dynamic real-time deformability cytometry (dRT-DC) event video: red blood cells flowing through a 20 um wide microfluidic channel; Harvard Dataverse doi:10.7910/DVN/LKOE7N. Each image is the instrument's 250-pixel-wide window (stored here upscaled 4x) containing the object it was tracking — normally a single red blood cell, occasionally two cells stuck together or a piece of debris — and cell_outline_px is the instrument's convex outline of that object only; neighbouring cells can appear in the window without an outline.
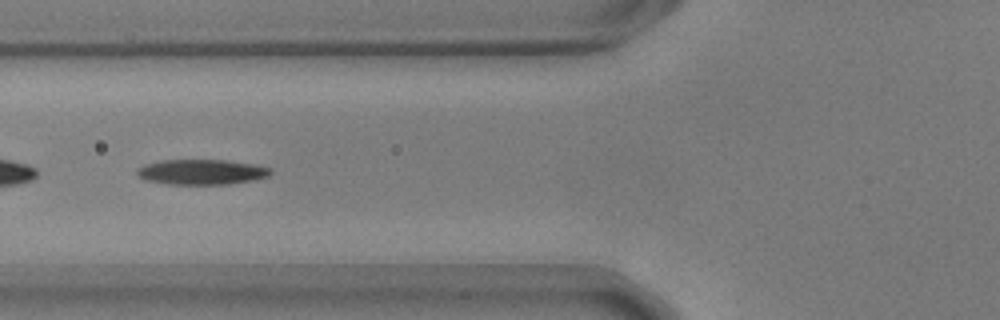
{"species": "common noctule bat (a hibernating species)", "species_latin": "Nyctalus noctula", "temperature_condition": "warm", "stored_images_in_passage": 54, "camera_frame_rate_fps": 3000, "um_per_image_px": 0.085, "animal": {"sex": "male", "body_mass_g": 17.9, "forearm_length_mm": 54.2}, "frame": {"image": 1, "passage_image": 21, "time_ms": 6.667, "image_size_px": [1000, 320], "cell_outline_px": [[272, 172], [268, 176], [252, 180], [228, 184], [168, 184], [144, 180], [136, 176], [136, 168], [144, 164], [160, 160], [224, 160], [252, 164], [272, 168]], "centroid_in_image_um": [17.06, 14.62], "position_along_channel_um": 108.7, "area_um2": 19.71}}
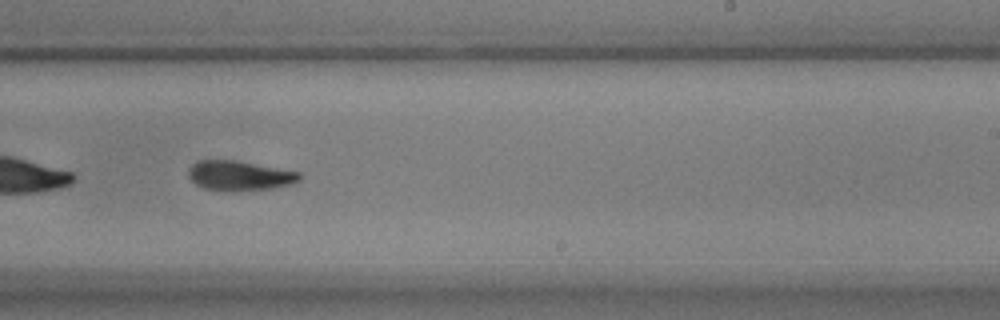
{"frame": {"image": 2, "passage_image": 34, "time_ms": 11.0, "image_size_px": [1000, 320], "cell_outline_px": [[300, 180], [292, 184], [272, 188], [224, 192], [204, 188], [196, 184], [188, 176], [188, 168], [196, 160], [232, 160], [300, 172]], "centroid_in_image_um": [20.31, 14.94], "position_along_channel_um": 268.7, "area_um2": 19.25}}
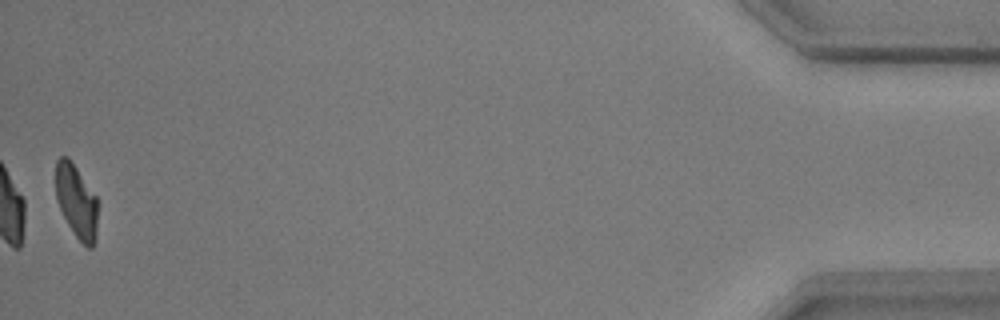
{"frame": {"image": 3, "passage_image": 54, "time_ms": 17.667, "image_size_px": [1000, 320], "cell_outline_px": [[96, 240], [92, 248], [88, 248], [76, 236], [68, 224], [56, 200], [56, 160], [60, 156], [68, 156], [96, 196]], "centroid_in_image_um": [6.48, 17.1], "position_along_channel_um": 428.7, "area_um2": 17.69}, "authors_computed_cell_mechanics": {"area_um2": 19.7965, "velocity_mm_per_s": 3.6949, "shape_relaxation_time_tau1_ms": 5.3565, "shape_relaxation_time_tau2_ms": 3.8753, "deformation_change_tau1": 0.1837, "deformation_change_tau2": 0.1112}}